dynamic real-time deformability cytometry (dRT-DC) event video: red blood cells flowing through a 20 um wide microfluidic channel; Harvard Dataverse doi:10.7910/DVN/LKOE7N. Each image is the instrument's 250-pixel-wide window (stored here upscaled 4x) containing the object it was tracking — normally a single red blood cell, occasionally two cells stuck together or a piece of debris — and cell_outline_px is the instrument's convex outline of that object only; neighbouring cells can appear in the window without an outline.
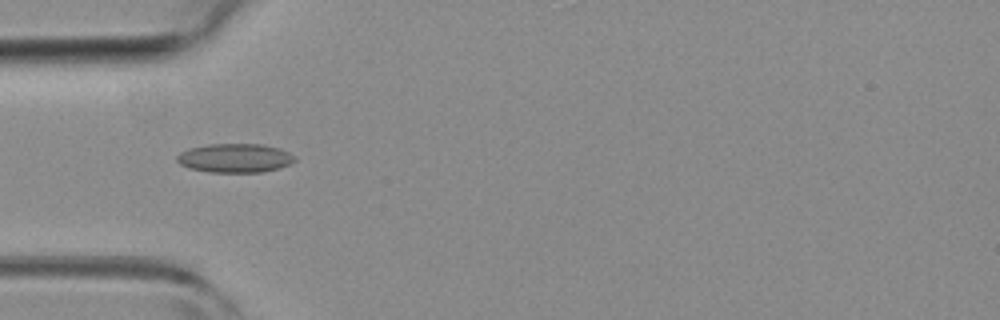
{"species": "common noctule bat (a hibernating species)", "species_latin": "Nyctalus noctula", "temperature_condition": "room temperature", "stored_images_in_passage": 44, "camera_frame_rate_fps": 3000, "um_per_image_px": 0.085, "animal": {"sex": "female", "body_mass_g": 19.3, "forearm_length_mm": 54.1}, "frame": {"image": 1, "passage_image": 11, "time_ms": 3.333, "image_size_px": [1000, 320], "cell_outline_px": [[296, 160], [280, 168], [264, 172], [208, 172], [188, 168], [180, 164], [176, 160], [176, 156], [180, 152], [188, 148], [208, 144], [264, 144], [280, 148], [296, 156]], "centroid_in_image_um": [19.96, 13.43], "position_along_channel_um": 65.0, "area_um2": 20.11}}
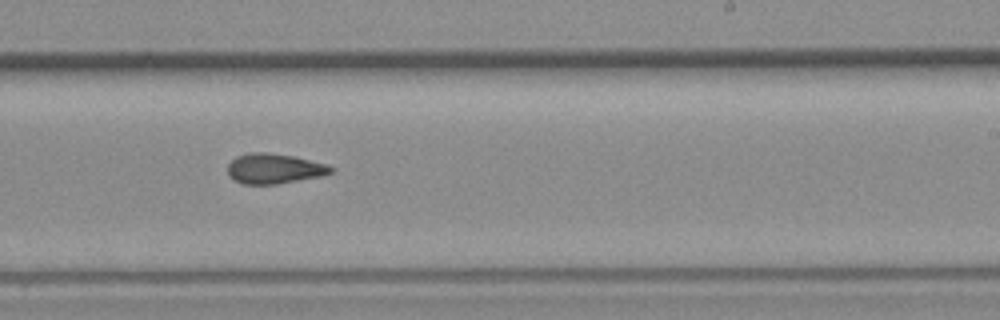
{"frame": {"image": 2, "passage_image": 25, "time_ms": 8.0, "image_size_px": [1000, 320], "cell_outline_px": [[336, 168], [332, 172], [320, 176], [276, 184], [244, 184], [232, 180], [228, 176], [228, 164], [236, 156], [252, 152], [268, 152], [292, 156], [328, 164]], "centroid_in_image_um": [23.29, 14.33], "position_along_channel_um": 265.7, "area_um2": 18.15}}
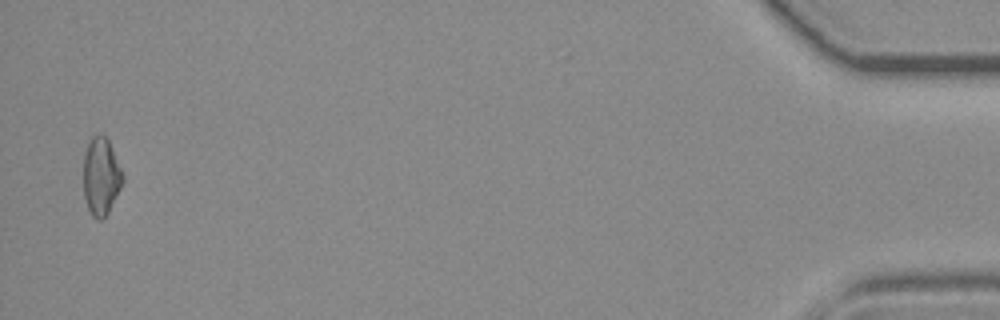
{"frame": {"image": 3, "passage_image": 43, "time_ms": 14.0, "image_size_px": [1000, 320], "cell_outline_px": [[124, 180], [108, 212], [100, 220], [96, 220], [92, 216], [88, 208], [84, 196], [84, 152], [92, 136], [104, 136], [108, 140], [124, 176]], "centroid_in_image_um": [8.58, 15.01], "position_along_channel_um": 426.6, "area_um2": 17.4}, "authors_computed_cell_mechanics": {"area_um2": 17.9469, "velocity_mm_per_s": 4.3068, "shape_relaxation_time_tau1_ms": null, "shape_relaxation_time_tau2_ms": 3.4352, "deformation_change_tau1": null, "deformation_change_tau2": 0.111}}